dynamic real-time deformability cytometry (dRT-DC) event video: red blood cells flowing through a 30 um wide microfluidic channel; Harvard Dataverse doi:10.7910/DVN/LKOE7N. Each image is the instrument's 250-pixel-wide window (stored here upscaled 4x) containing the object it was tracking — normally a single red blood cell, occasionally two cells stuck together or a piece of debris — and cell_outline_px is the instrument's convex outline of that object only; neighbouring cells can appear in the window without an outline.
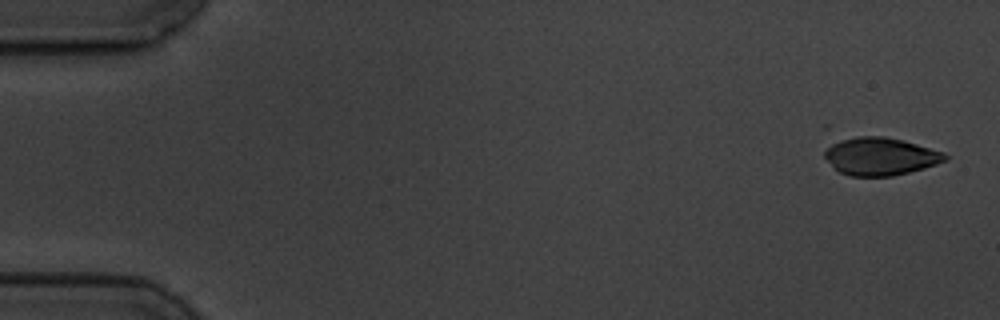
{"species": "common noctule bat (a hibernating species)", "species_latin": "Nyctalus noctula", "temperature_condition": "cold", "stored_images_in_passage": 6, "segment_of_instrument_passage": [2, 2], "camera_frame_rate_fps": 3000, "um_per_image_px": 0.085, "animal": {"sex": "male", "body_mass_g": 19.5, "forearm_length_mm": 54.6}, "frame": {"image": 1, "passage_image": 6, "time_ms": 6.667, "image_size_px": [1000, 320], "cell_outline_px": [[948, 160], [924, 168], [892, 176], [852, 176], [840, 172], [824, 156], [824, 152], [832, 136], [884, 136], [904, 140], [944, 152], [948, 156]], "centroid_in_image_um": [74.76, 13.24], "position_along_channel_um": 10.2, "area_um2": 27.11}}